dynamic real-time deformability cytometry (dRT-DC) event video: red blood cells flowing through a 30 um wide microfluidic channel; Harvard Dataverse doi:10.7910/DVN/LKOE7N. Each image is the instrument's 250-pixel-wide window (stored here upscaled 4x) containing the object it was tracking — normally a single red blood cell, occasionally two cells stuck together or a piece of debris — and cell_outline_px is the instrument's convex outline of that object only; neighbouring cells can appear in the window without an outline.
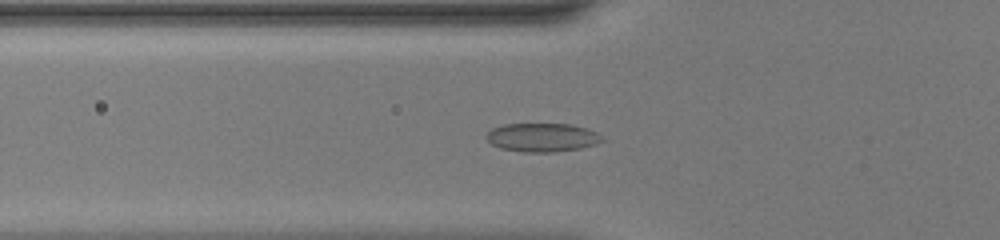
{"species": "common noctule bat (a hibernating species)", "species_latin": "Nyctalus noctula", "temperature_condition": "warm", "stored_images_in_passage": 43, "camera_frame_rate_fps": 3000, "um_per_image_px": 0.085, "animal": {"sex": "female", "body_mass_g": 20.0, "forearm_length_mm": 54.0}, "frame": {"image": 1, "passage_image": 14, "time_ms": 4.333, "image_size_px": [1000, 240], "cell_outline_px": [[604, 140], [596, 144], [580, 148], [556, 152], [524, 152], [500, 148], [492, 144], [484, 136], [492, 128], [504, 124], [572, 124], [596, 132]], "centroid_in_image_um": [46.06, 11.68], "position_along_channel_um": 79.7, "area_um2": 19.25}}
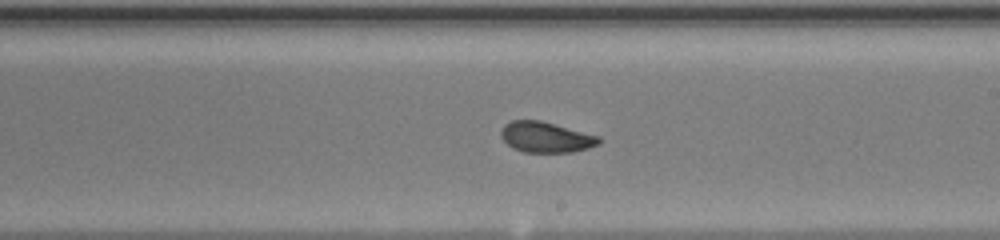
{"frame": {"image": 2, "passage_image": 25, "time_ms": 8.0, "image_size_px": [1000, 240], "cell_outline_px": [[600, 144], [588, 148], [572, 152], [524, 152], [512, 148], [500, 136], [500, 132], [504, 124], [512, 120], [540, 120], [600, 136]], "centroid_in_image_um": [46.39, 11.66], "position_along_channel_um": 242.6, "area_um2": 17.51}}
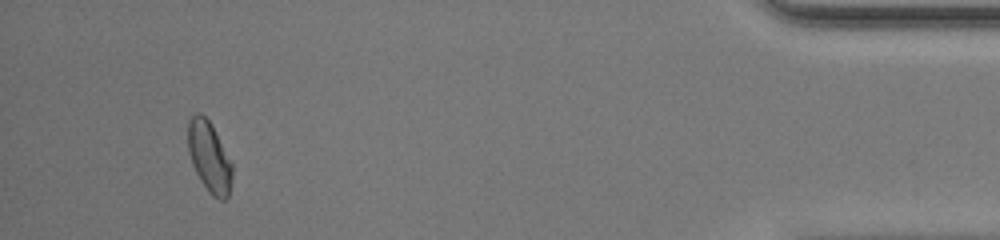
{"frame": {"image": 3, "passage_image": 41, "time_ms": 13.333, "image_size_px": [1000, 240], "cell_outline_px": [[232, 176], [228, 200], [220, 200], [212, 196], [208, 192], [200, 180], [192, 164], [188, 152], [188, 120], [196, 112], [200, 112], [212, 124], [232, 164]], "centroid_in_image_um": [17.78, 13.35], "position_along_channel_um": 417.4, "area_um2": 18.32}, "authors_computed_cell_mechanics": {"area_um2": 18.3226, "velocity_mm_per_s": 4.4432, "shape_relaxation_time_tau1_ms": 7.1918, "shape_relaxation_time_tau2_ms": 0.7935, "deformation_change_tau1": 0.1733, "deformation_change_tau2": 0.058}}